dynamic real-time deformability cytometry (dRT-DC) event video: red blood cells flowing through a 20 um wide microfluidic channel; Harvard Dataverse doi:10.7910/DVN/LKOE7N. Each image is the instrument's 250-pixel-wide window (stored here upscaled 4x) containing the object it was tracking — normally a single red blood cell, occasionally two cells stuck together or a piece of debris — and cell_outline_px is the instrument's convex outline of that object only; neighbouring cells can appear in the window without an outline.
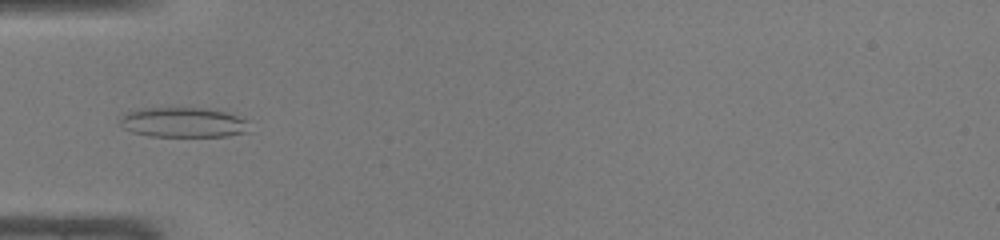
{"species": "common noctule bat (a hibernating species)", "species_latin": "Nyctalus noctula", "temperature_condition": "warm", "stored_images_in_passage": 40, "camera_frame_rate_fps": 3000, "um_per_image_px": 0.085, "animal": {"sex": "male", "body_mass_g": 19.0, "forearm_length_mm": 50.8}, "frame": {"image": 1, "passage_image": 9, "time_ms": 2.667, "image_size_px": [1000, 240], "cell_outline_px": [[244, 132], [228, 136], [148, 136], [132, 132], [124, 128], [120, 124], [120, 120], [128, 112], [144, 108], [208, 108], [224, 112], [236, 116], [244, 120]], "centroid_in_image_um": [15.49, 10.4], "position_along_channel_um": 69.5, "area_um2": 21.96}}
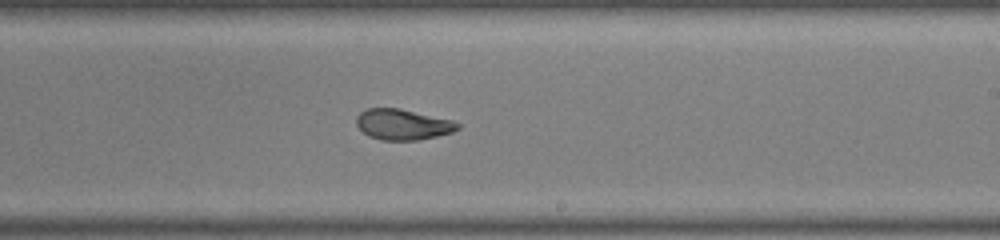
{"frame": {"image": 2, "passage_image": 22, "time_ms": 7.0, "image_size_px": [1000, 240], "cell_outline_px": [[460, 128], [452, 132], [436, 136], [416, 140], [380, 140], [368, 136], [356, 124], [356, 116], [360, 112], [368, 108], [400, 108], [452, 120], [460, 124]], "centroid_in_image_um": [34.22, 10.57], "position_along_channel_um": 254.8, "area_um2": 18.09}}
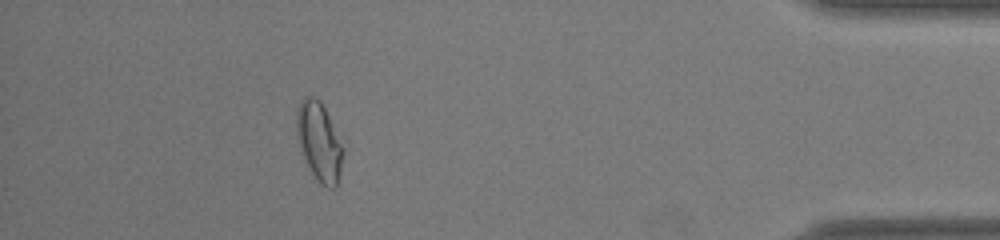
{"frame": {"image": 3, "passage_image": 36, "time_ms": 11.667, "image_size_px": [1000, 240], "cell_outline_px": [[344, 152], [340, 172], [336, 188], [328, 188], [320, 184], [312, 176], [300, 152], [296, 132], [296, 112], [300, 100], [304, 96], [316, 96], [320, 100], [344, 148]], "centroid_in_image_um": [27.1, 12.06], "position_along_channel_um": 408.1, "area_um2": 21.68}, "authors_computed_cell_mechanics": {"area_um2": 19.9699, "velocity_mm_per_s": 4.2903, "shape_relaxation_time_tau1_ms": null, "shape_relaxation_time_tau2_ms": 1.3392, "deformation_change_tau1": null, "deformation_change_tau2": 0.0745}}